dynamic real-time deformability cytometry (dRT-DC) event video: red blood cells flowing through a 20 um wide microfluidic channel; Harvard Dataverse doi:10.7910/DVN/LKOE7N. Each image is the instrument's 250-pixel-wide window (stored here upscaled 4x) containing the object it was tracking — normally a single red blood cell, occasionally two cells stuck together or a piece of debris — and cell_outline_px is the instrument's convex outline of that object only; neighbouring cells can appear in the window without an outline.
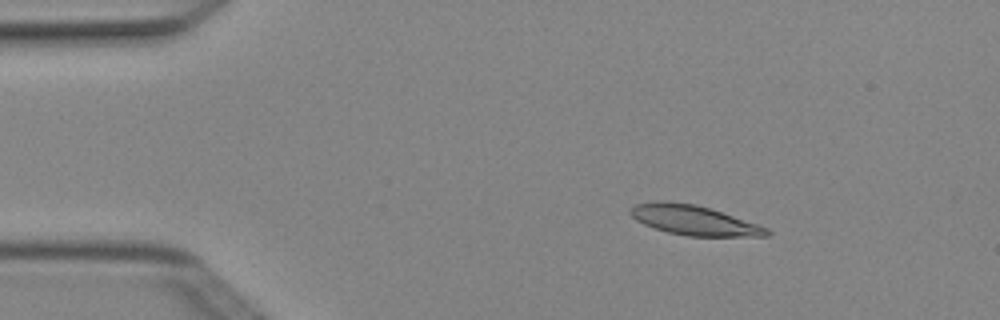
{"species": "Egyptian fruit bat (a non-hibernating species)", "species_latin": "Rousettus aegyptiacus", "temperature_condition": "cold", "stored_images_in_passage": 3, "camera_frame_rate_fps": 3000, "um_per_image_px": 0.085, "animal": {"sex": "female"}, "frame": {"image": 1, "passage_image": 1, "time_ms": 0.0, "image_size_px": [1000, 320], "cell_outline_px": [[772, 236], [688, 236], [668, 232], [644, 224], [636, 220], [628, 212], [636, 204], [656, 200], [668, 200], [696, 204], [768, 228], [772, 232]], "centroid_in_image_um": [58.96, 18.71], "position_along_channel_um": 26.0, "area_um2": 23.47}}
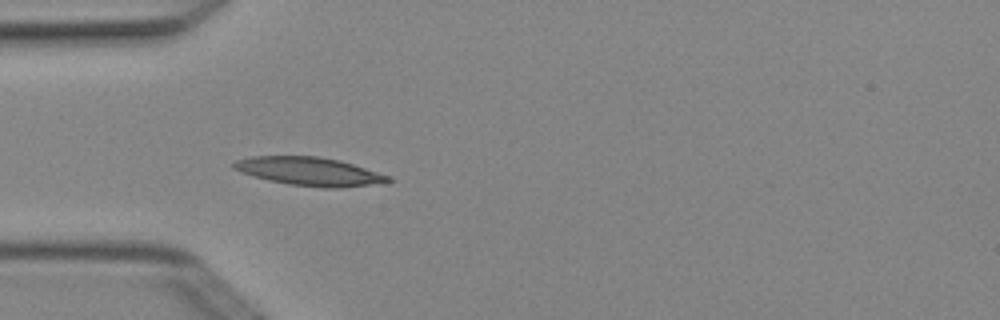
{"frame": {"image": 2, "passage_image": 3, "time_ms": 0.667, "image_size_px": [1000, 320], "cell_outline_px": [[396, 180], [388, 184], [340, 188], [324, 188], [288, 184], [268, 180], [240, 172], [232, 168], [232, 164], [236, 160], [252, 156], [316, 156], [340, 160], [392, 176]], "centroid_in_image_um": [26.42, 14.59], "position_along_channel_um": 58.6, "area_um2": 26.13}}